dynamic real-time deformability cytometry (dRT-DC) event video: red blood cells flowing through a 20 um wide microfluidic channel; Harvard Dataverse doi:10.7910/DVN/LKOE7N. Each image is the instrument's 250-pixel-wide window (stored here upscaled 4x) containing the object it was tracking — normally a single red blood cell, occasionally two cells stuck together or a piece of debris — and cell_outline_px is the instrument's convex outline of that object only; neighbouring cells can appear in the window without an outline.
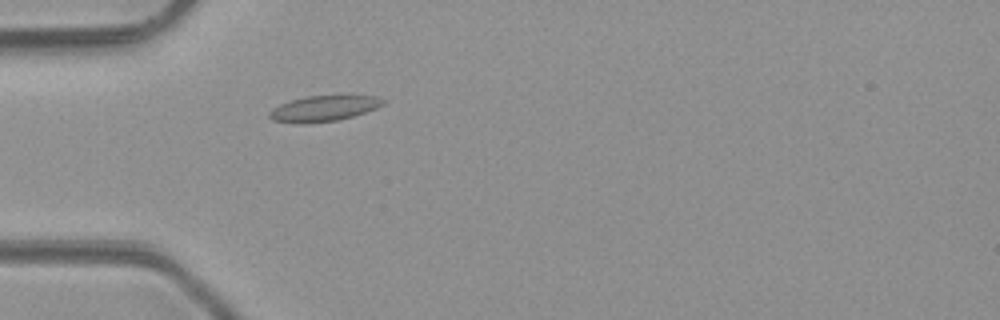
{"species": "common noctule bat (a hibernating species)", "species_latin": "Nyctalus noctula", "temperature_condition": "room temperature", "stored_images_in_passage": 2, "camera_frame_rate_fps": 3000, "um_per_image_px": 0.085, "animal": {"sex": "male", "body_mass_g": 23.1, "forearm_length_mm": 52.7}, "frame": {"image": 1, "passage_image": 2, "time_ms": 1.0, "image_size_px": [1000, 320], "cell_outline_px": [[384, 104], [376, 108], [352, 116], [336, 120], [304, 124], [272, 120], [268, 116], [268, 112], [272, 108], [280, 104], [292, 100], [308, 96], [376, 96], [384, 100]], "centroid_in_image_um": [27.47, 9.23], "position_along_channel_um": 57.5, "area_um2": 16.7}}